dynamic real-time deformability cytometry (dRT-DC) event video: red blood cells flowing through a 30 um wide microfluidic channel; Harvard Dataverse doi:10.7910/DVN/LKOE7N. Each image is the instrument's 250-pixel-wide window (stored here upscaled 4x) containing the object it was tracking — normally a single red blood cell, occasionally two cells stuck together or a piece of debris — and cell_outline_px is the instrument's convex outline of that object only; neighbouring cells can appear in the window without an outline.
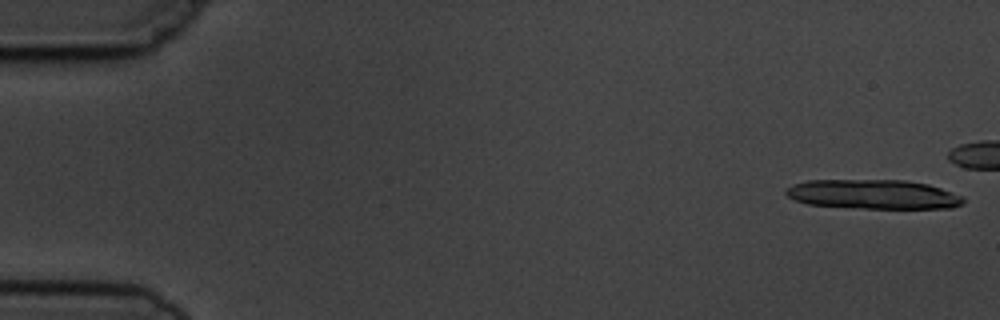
{"species": "common noctule bat (a hibernating species)", "species_latin": "Nyctalus noctula", "temperature_condition": "cold", "stored_images_in_passage": 3, "camera_frame_rate_fps": 3000, "um_per_image_px": 0.085, "animal": {"sex": "male", "body_mass_g": 19.5, "forearm_length_mm": 54.6}, "frame": {"image": 1, "passage_image": 1, "time_ms": 0.0, "image_size_px": [1000, 320], "cell_outline_px": [[964, 204], [952, 208], [852, 208], [808, 204], [796, 200], [788, 196], [784, 192], [784, 188], [792, 184], [808, 180], [904, 180], [928, 184], [964, 196]], "centroid_in_image_um": [74.22, 16.52], "position_along_channel_um": 10.8, "area_um2": 30.58}}